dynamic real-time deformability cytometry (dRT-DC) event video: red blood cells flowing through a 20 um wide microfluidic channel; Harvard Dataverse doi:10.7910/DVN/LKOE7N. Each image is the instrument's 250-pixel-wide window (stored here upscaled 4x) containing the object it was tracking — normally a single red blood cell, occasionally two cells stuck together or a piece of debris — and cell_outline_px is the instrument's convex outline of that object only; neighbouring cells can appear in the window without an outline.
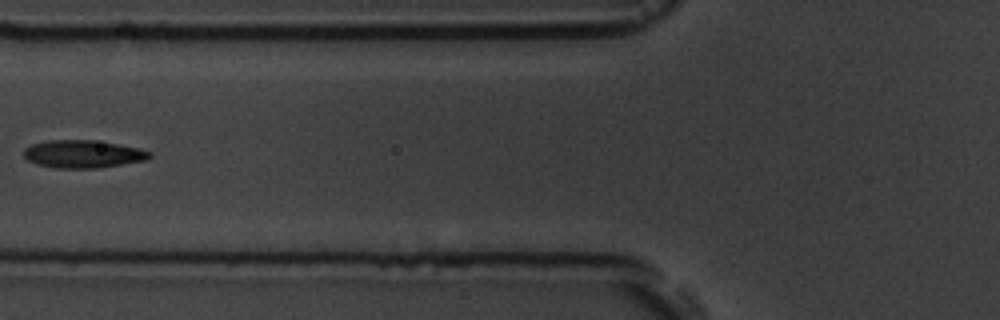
{"species": "common noctule bat (a hibernating species)", "species_latin": "Nyctalus noctula", "temperature_condition": "room temperature", "stored_images_in_passage": 7, "camera_frame_rate_fps": 3000, "um_per_image_px": 0.085, "animal": {"sex": "male", "body_mass_g": 19.5, "forearm_length_mm": 54.6}, "frame": {"image": 1, "passage_image": 6, "time_ms": 6.667, "image_size_px": [1000, 320], "cell_outline_px": [[152, 156], [144, 160], [96, 168], [56, 168], [36, 164], [28, 160], [24, 156], [24, 148], [32, 144], [48, 140], [92, 140], [140, 148], [152, 152]], "centroid_in_image_um": [7.03, 13.09], "position_along_channel_um": 118.8, "area_um2": 20.17}}
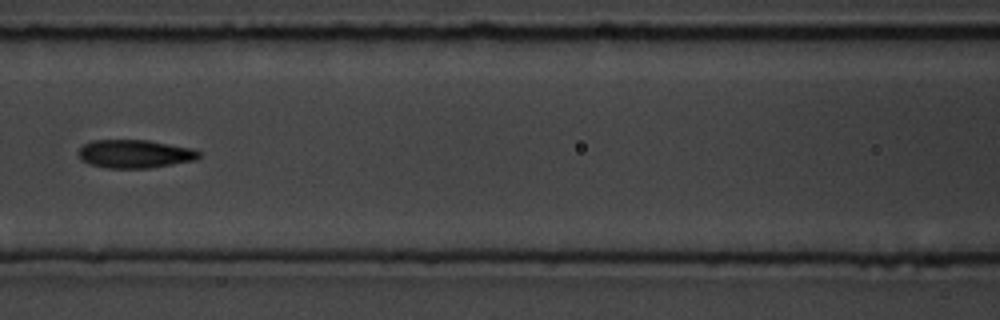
{"frame": {"image": 2, "passage_image": 7, "time_ms": 7.667, "image_size_px": [1000, 320], "cell_outline_px": [[200, 156], [196, 160], [148, 168], [108, 168], [88, 164], [80, 160], [76, 152], [84, 144], [92, 140], [148, 140], [192, 148], [200, 152]], "centroid_in_image_um": [11.42, 13.08], "position_along_channel_um": 155.2, "area_um2": 20.0}}